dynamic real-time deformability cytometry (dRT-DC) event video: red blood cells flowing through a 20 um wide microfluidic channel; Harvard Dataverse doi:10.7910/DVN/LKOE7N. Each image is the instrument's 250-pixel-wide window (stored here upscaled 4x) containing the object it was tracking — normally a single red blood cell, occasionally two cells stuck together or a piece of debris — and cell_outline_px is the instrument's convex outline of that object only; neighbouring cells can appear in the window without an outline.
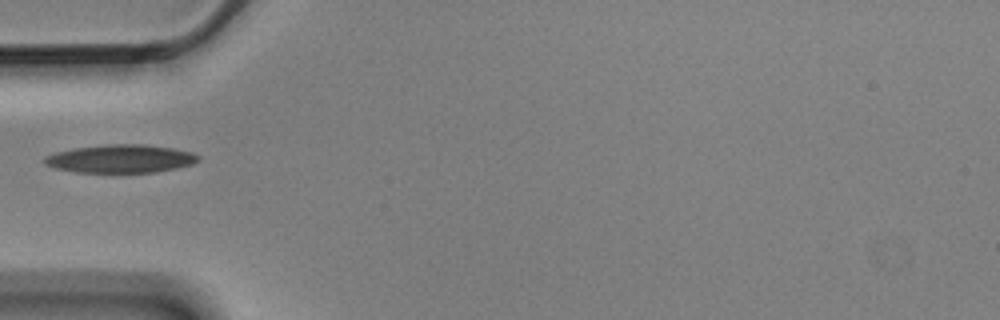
{"species": "Egyptian fruit bat (a non-hibernating species)", "species_latin": "Rousettus aegyptiacus", "temperature_condition": "cold", "stored_images_in_passage": 5, "camera_frame_rate_fps": 3000, "um_per_image_px": 0.085, "animal": {"sex": "male"}, "frame": {"image": 1, "passage_image": 4, "time_ms": 1.0, "image_size_px": [1000, 320], "cell_outline_px": [[200, 156], [192, 164], [176, 168], [156, 172], [76, 172], [56, 168], [44, 164], [44, 156], [56, 152], [72, 148], [108, 144], [144, 144], [172, 148], [192, 152]], "centroid_in_image_um": [10.22, 13.48], "position_along_channel_um": 74.8, "area_um2": 25.14}}